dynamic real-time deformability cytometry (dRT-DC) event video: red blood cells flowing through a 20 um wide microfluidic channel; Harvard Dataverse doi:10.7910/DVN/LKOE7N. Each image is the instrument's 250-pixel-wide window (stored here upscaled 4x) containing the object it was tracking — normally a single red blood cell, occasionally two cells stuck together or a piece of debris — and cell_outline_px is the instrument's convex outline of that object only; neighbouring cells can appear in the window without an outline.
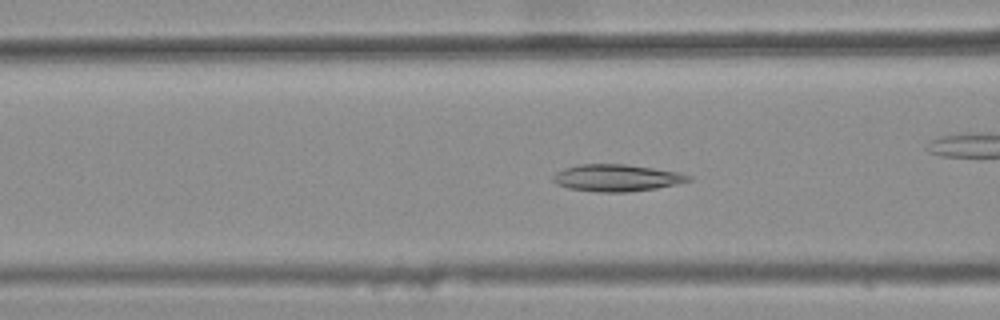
{"species": "common noctule bat (a hibernating species)", "species_latin": "Nyctalus noctula", "temperature_condition": "warm", "stored_images_in_passage": 30, "camera_frame_rate_fps": 3000, "um_per_image_px": 0.085, "animal": {"sex": "female", "body_mass_g": 25.1}, "frame": {"image": 1, "passage_image": 5, "time_ms": 1.333, "image_size_px": [1000, 320], "cell_outline_px": [[692, 180], [676, 184], [656, 188], [628, 192], [596, 192], [568, 188], [556, 184], [552, 180], [552, 176], [556, 172], [564, 168], [580, 164], [624, 164], [680, 172], [692, 176]], "centroid_in_image_um": [52.4, 15.12], "position_along_channel_um": 114.2, "area_um2": 21.33}, "authors_computed_cell_mechanics": {"area_um2": 19.9121, "velocity_mm_per_s": 3.8618, "shape_relaxation_time_tau1_ms": null, "shape_relaxation_time_tau2_ms": 6.4001, "deformation_change_tau1": null, "deformation_change_tau2": 0.1085}}